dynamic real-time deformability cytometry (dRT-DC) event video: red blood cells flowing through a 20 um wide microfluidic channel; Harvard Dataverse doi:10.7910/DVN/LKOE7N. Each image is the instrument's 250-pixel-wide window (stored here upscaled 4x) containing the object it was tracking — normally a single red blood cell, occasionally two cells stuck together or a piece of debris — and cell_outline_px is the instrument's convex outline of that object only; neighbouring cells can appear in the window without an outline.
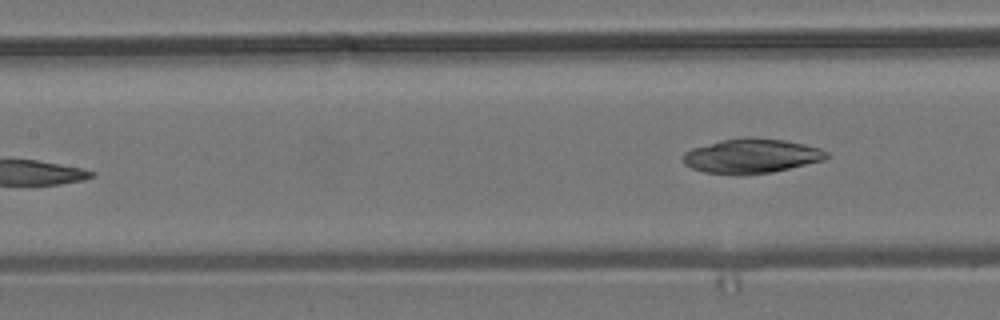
{"species": "common noctule bat (a hibernating species)", "species_latin": "Nyctalus noctula", "temperature_condition": "room temperature", "stored_images_in_passage": 7, "camera_frame_rate_fps": 3000, "um_per_image_px": 0.085, "animal": {"sex": "male", "body_mass_g": 19.2, "forearm_length_mm": 51.8}, "frame": {"image": 1, "passage_image": 7, "time_ms": 2.0, "image_size_px": [1000, 320], "cell_outline_px": [[832, 156], [824, 160], [772, 172], [744, 176], [736, 176], [704, 172], [692, 168], [684, 164], [684, 152], [692, 148], [720, 140], [744, 136], [748, 136], [784, 140], [804, 144], [820, 148], [828, 152]], "centroid_in_image_um": [63.88, 13.26], "position_along_channel_um": 143.5, "area_um2": 29.36}}